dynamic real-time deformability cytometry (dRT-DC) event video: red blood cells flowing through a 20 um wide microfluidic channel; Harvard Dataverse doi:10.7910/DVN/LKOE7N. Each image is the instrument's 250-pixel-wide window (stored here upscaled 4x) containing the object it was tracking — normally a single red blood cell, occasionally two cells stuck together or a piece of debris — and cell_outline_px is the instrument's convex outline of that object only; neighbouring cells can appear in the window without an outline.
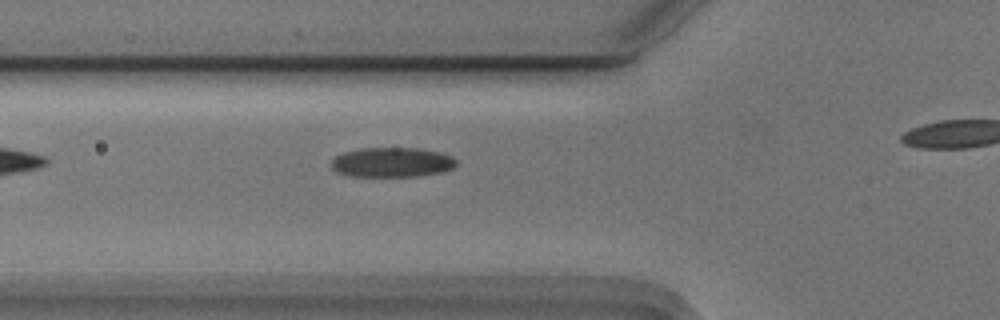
{"species": "Egyptian fruit bat (a non-hibernating species)", "species_latin": "Rousettus aegyptiacus", "temperature_condition": "cold", "stored_images_in_passage": 32, "camera_frame_rate_fps": 3000, "um_per_image_px": 0.085, "animal": {"sex": "male"}, "frame": {"image": 1, "passage_image": 4, "time_ms": 1.0, "image_size_px": [1000, 320], "cell_outline_px": [[456, 164], [452, 168], [440, 172], [416, 176], [352, 176], [336, 172], [332, 168], [332, 160], [336, 156], [344, 152], [360, 148], [416, 148], [440, 152], [452, 156], [456, 160]], "centroid_in_image_um": [33.31, 13.79], "position_along_channel_um": 92.5, "area_um2": 21.5}}
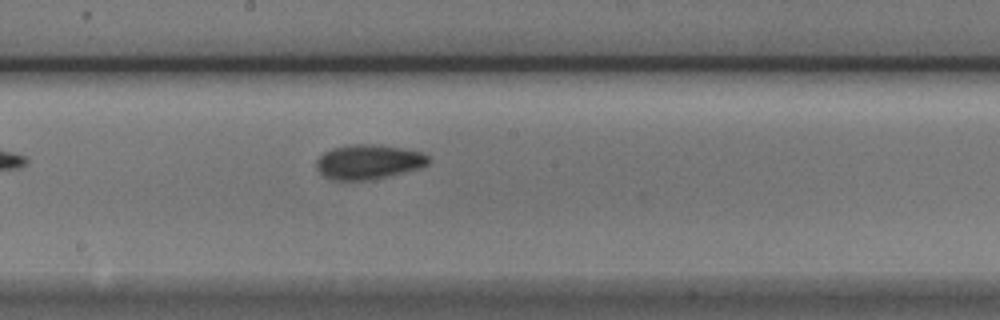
{"frame": {"image": 2, "passage_image": 14, "time_ms": 4.333, "image_size_px": [1000, 320], "cell_outline_px": [[428, 164], [420, 168], [372, 180], [332, 180], [324, 176], [316, 168], [316, 160], [324, 152], [332, 148], [352, 144], [372, 144], [400, 148], [420, 152], [428, 156]], "centroid_in_image_um": [31.28, 13.77], "position_along_channel_um": 216.9, "area_um2": 22.48}}
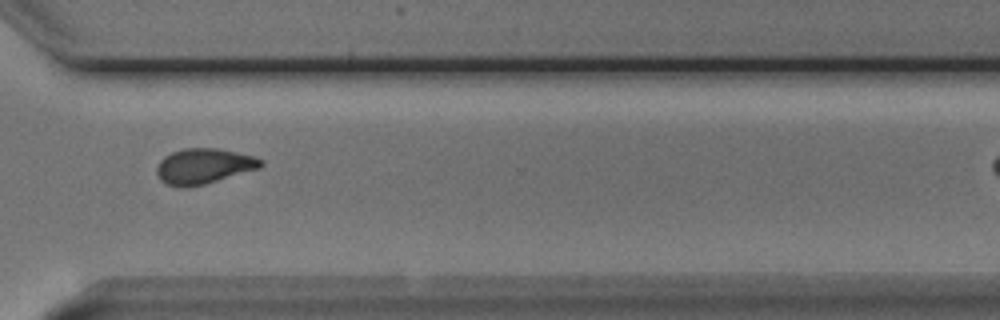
{"frame": {"image": 3, "passage_image": 25, "time_ms": 8.0, "image_size_px": [1000, 320], "cell_outline_px": [[264, 164], [260, 168], [204, 184], [184, 188], [180, 188], [168, 184], [160, 180], [156, 172], [156, 168], [160, 160], [164, 156], [172, 152], [184, 148], [220, 148], [256, 156], [264, 160]], "centroid_in_image_um": [17.33, 14.11], "position_along_channel_um": 353.3, "area_um2": 21.68}, "authors_computed_cell_mechanics": {"area_um2": 21.2126, "velocity_mm_per_s": 3.7215, "shape_relaxation_time_tau1_ms": 3.4357, "shape_relaxation_time_tau2_ms": 3.445, "deformation_change_tau1": 0.111, "deformation_change_tau2": 0.0929}}